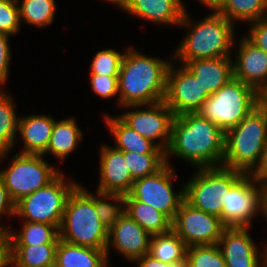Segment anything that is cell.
I'll use <instances>...</instances> for the list:
<instances>
[{"mask_svg":"<svg viewBox=\"0 0 267 267\" xmlns=\"http://www.w3.org/2000/svg\"><path fill=\"white\" fill-rule=\"evenodd\" d=\"M234 25L239 22H254L267 17V0H225L217 11Z\"/></svg>","mask_w":267,"mask_h":267,"instance_id":"30","label":"cell"},{"mask_svg":"<svg viewBox=\"0 0 267 267\" xmlns=\"http://www.w3.org/2000/svg\"><path fill=\"white\" fill-rule=\"evenodd\" d=\"M189 16L190 13L185 10L179 27L184 29L186 27L189 30L171 54V61L176 60L185 65L193 59L232 57L231 51L237 44L234 40L235 25L232 22L218 12H211L195 24Z\"/></svg>","mask_w":267,"mask_h":267,"instance_id":"3","label":"cell"},{"mask_svg":"<svg viewBox=\"0 0 267 267\" xmlns=\"http://www.w3.org/2000/svg\"><path fill=\"white\" fill-rule=\"evenodd\" d=\"M57 245H10V267H55Z\"/></svg>","mask_w":267,"mask_h":267,"instance_id":"26","label":"cell"},{"mask_svg":"<svg viewBox=\"0 0 267 267\" xmlns=\"http://www.w3.org/2000/svg\"><path fill=\"white\" fill-rule=\"evenodd\" d=\"M123 156L134 180L152 175L166 164L165 154L123 152Z\"/></svg>","mask_w":267,"mask_h":267,"instance_id":"33","label":"cell"},{"mask_svg":"<svg viewBox=\"0 0 267 267\" xmlns=\"http://www.w3.org/2000/svg\"><path fill=\"white\" fill-rule=\"evenodd\" d=\"M245 37L256 47L267 52V17L250 23Z\"/></svg>","mask_w":267,"mask_h":267,"instance_id":"38","label":"cell"},{"mask_svg":"<svg viewBox=\"0 0 267 267\" xmlns=\"http://www.w3.org/2000/svg\"><path fill=\"white\" fill-rule=\"evenodd\" d=\"M20 23L26 22L34 27L45 28L53 24L56 0H17Z\"/></svg>","mask_w":267,"mask_h":267,"instance_id":"31","label":"cell"},{"mask_svg":"<svg viewBox=\"0 0 267 267\" xmlns=\"http://www.w3.org/2000/svg\"><path fill=\"white\" fill-rule=\"evenodd\" d=\"M10 245L58 244L59 228L56 225L23 221L20 231L10 229Z\"/></svg>","mask_w":267,"mask_h":267,"instance_id":"28","label":"cell"},{"mask_svg":"<svg viewBox=\"0 0 267 267\" xmlns=\"http://www.w3.org/2000/svg\"><path fill=\"white\" fill-rule=\"evenodd\" d=\"M257 107V91L233 77L211 94L197 113L226 132Z\"/></svg>","mask_w":267,"mask_h":267,"instance_id":"6","label":"cell"},{"mask_svg":"<svg viewBox=\"0 0 267 267\" xmlns=\"http://www.w3.org/2000/svg\"><path fill=\"white\" fill-rule=\"evenodd\" d=\"M132 263H136L138 267H190L189 262L186 258L184 260L170 264L159 261L148 253L143 255L142 257L135 259Z\"/></svg>","mask_w":267,"mask_h":267,"instance_id":"41","label":"cell"},{"mask_svg":"<svg viewBox=\"0 0 267 267\" xmlns=\"http://www.w3.org/2000/svg\"><path fill=\"white\" fill-rule=\"evenodd\" d=\"M124 54L108 48L99 50L90 64V74L118 76Z\"/></svg>","mask_w":267,"mask_h":267,"instance_id":"35","label":"cell"},{"mask_svg":"<svg viewBox=\"0 0 267 267\" xmlns=\"http://www.w3.org/2000/svg\"><path fill=\"white\" fill-rule=\"evenodd\" d=\"M186 259L190 267H226L218 244L187 247Z\"/></svg>","mask_w":267,"mask_h":267,"instance_id":"34","label":"cell"},{"mask_svg":"<svg viewBox=\"0 0 267 267\" xmlns=\"http://www.w3.org/2000/svg\"><path fill=\"white\" fill-rule=\"evenodd\" d=\"M183 0H131L127 14L157 25H180L186 10Z\"/></svg>","mask_w":267,"mask_h":267,"instance_id":"19","label":"cell"},{"mask_svg":"<svg viewBox=\"0 0 267 267\" xmlns=\"http://www.w3.org/2000/svg\"><path fill=\"white\" fill-rule=\"evenodd\" d=\"M225 151V132L199 113L175 116L165 160L179 157L198 168L222 166Z\"/></svg>","mask_w":267,"mask_h":267,"instance_id":"1","label":"cell"},{"mask_svg":"<svg viewBox=\"0 0 267 267\" xmlns=\"http://www.w3.org/2000/svg\"><path fill=\"white\" fill-rule=\"evenodd\" d=\"M108 230L98 217L94 195L78 184L67 198L59 238L74 245L106 249Z\"/></svg>","mask_w":267,"mask_h":267,"instance_id":"4","label":"cell"},{"mask_svg":"<svg viewBox=\"0 0 267 267\" xmlns=\"http://www.w3.org/2000/svg\"><path fill=\"white\" fill-rule=\"evenodd\" d=\"M9 35L0 32V83L2 86L6 84L9 78L10 62H11V45Z\"/></svg>","mask_w":267,"mask_h":267,"instance_id":"39","label":"cell"},{"mask_svg":"<svg viewBox=\"0 0 267 267\" xmlns=\"http://www.w3.org/2000/svg\"><path fill=\"white\" fill-rule=\"evenodd\" d=\"M3 215L14 217L15 203L10 198L7 188L5 187L3 180L0 178V220ZM8 226H4V224L0 225V230L9 232L10 224Z\"/></svg>","mask_w":267,"mask_h":267,"instance_id":"40","label":"cell"},{"mask_svg":"<svg viewBox=\"0 0 267 267\" xmlns=\"http://www.w3.org/2000/svg\"><path fill=\"white\" fill-rule=\"evenodd\" d=\"M106 249L74 245L59 239L55 267H109Z\"/></svg>","mask_w":267,"mask_h":267,"instance_id":"24","label":"cell"},{"mask_svg":"<svg viewBox=\"0 0 267 267\" xmlns=\"http://www.w3.org/2000/svg\"><path fill=\"white\" fill-rule=\"evenodd\" d=\"M200 4H203L208 10L217 12L225 3V0H197Z\"/></svg>","mask_w":267,"mask_h":267,"instance_id":"45","label":"cell"},{"mask_svg":"<svg viewBox=\"0 0 267 267\" xmlns=\"http://www.w3.org/2000/svg\"><path fill=\"white\" fill-rule=\"evenodd\" d=\"M238 46L234 55L236 59H233V77L258 92L267 83V52L256 47L244 35Z\"/></svg>","mask_w":267,"mask_h":267,"instance_id":"18","label":"cell"},{"mask_svg":"<svg viewBox=\"0 0 267 267\" xmlns=\"http://www.w3.org/2000/svg\"><path fill=\"white\" fill-rule=\"evenodd\" d=\"M125 213L151 236L165 234L172 229V221L154 207L137 201L130 194L124 196Z\"/></svg>","mask_w":267,"mask_h":267,"instance_id":"25","label":"cell"},{"mask_svg":"<svg viewBox=\"0 0 267 267\" xmlns=\"http://www.w3.org/2000/svg\"><path fill=\"white\" fill-rule=\"evenodd\" d=\"M104 1H107V3L109 2L117 5V7L122 11H124L131 2V0H104Z\"/></svg>","mask_w":267,"mask_h":267,"instance_id":"47","label":"cell"},{"mask_svg":"<svg viewBox=\"0 0 267 267\" xmlns=\"http://www.w3.org/2000/svg\"><path fill=\"white\" fill-rule=\"evenodd\" d=\"M176 174L171 164H165L152 175L135 179L129 194L142 203L148 204L165 214L171 221L175 219L181 203L184 201V186L174 192Z\"/></svg>","mask_w":267,"mask_h":267,"instance_id":"10","label":"cell"},{"mask_svg":"<svg viewBox=\"0 0 267 267\" xmlns=\"http://www.w3.org/2000/svg\"><path fill=\"white\" fill-rule=\"evenodd\" d=\"M118 75L119 105H149L164 100L167 73L172 63L129 47Z\"/></svg>","mask_w":267,"mask_h":267,"instance_id":"2","label":"cell"},{"mask_svg":"<svg viewBox=\"0 0 267 267\" xmlns=\"http://www.w3.org/2000/svg\"><path fill=\"white\" fill-rule=\"evenodd\" d=\"M99 155V186L95 191L127 195L132 189L134 179L125 162L123 151L113 146L102 145Z\"/></svg>","mask_w":267,"mask_h":267,"instance_id":"17","label":"cell"},{"mask_svg":"<svg viewBox=\"0 0 267 267\" xmlns=\"http://www.w3.org/2000/svg\"><path fill=\"white\" fill-rule=\"evenodd\" d=\"M10 235L9 232L0 230V267L10 266Z\"/></svg>","mask_w":267,"mask_h":267,"instance_id":"42","label":"cell"},{"mask_svg":"<svg viewBox=\"0 0 267 267\" xmlns=\"http://www.w3.org/2000/svg\"><path fill=\"white\" fill-rule=\"evenodd\" d=\"M258 107L267 115V83L257 92Z\"/></svg>","mask_w":267,"mask_h":267,"instance_id":"44","label":"cell"},{"mask_svg":"<svg viewBox=\"0 0 267 267\" xmlns=\"http://www.w3.org/2000/svg\"><path fill=\"white\" fill-rule=\"evenodd\" d=\"M67 179L61 171L46 186L20 199L15 203L14 216L26 222L51 224L60 228L67 198L79 184Z\"/></svg>","mask_w":267,"mask_h":267,"instance_id":"8","label":"cell"},{"mask_svg":"<svg viewBox=\"0 0 267 267\" xmlns=\"http://www.w3.org/2000/svg\"><path fill=\"white\" fill-rule=\"evenodd\" d=\"M262 185L251 174H244L227 193L221 221L225 227L251 228L261 214Z\"/></svg>","mask_w":267,"mask_h":267,"instance_id":"12","label":"cell"},{"mask_svg":"<svg viewBox=\"0 0 267 267\" xmlns=\"http://www.w3.org/2000/svg\"><path fill=\"white\" fill-rule=\"evenodd\" d=\"M251 175L262 186L267 185V145L263 151L259 165L255 168Z\"/></svg>","mask_w":267,"mask_h":267,"instance_id":"43","label":"cell"},{"mask_svg":"<svg viewBox=\"0 0 267 267\" xmlns=\"http://www.w3.org/2000/svg\"><path fill=\"white\" fill-rule=\"evenodd\" d=\"M94 205L101 222L110 229L125 212L124 195L94 193Z\"/></svg>","mask_w":267,"mask_h":267,"instance_id":"32","label":"cell"},{"mask_svg":"<svg viewBox=\"0 0 267 267\" xmlns=\"http://www.w3.org/2000/svg\"><path fill=\"white\" fill-rule=\"evenodd\" d=\"M123 108H128L129 111L118 117L128 127L151 140L162 150H167L175 115L164 101L149 105H129Z\"/></svg>","mask_w":267,"mask_h":267,"instance_id":"11","label":"cell"},{"mask_svg":"<svg viewBox=\"0 0 267 267\" xmlns=\"http://www.w3.org/2000/svg\"><path fill=\"white\" fill-rule=\"evenodd\" d=\"M187 246L171 229L165 234L153 235L148 254L165 263H175L186 258Z\"/></svg>","mask_w":267,"mask_h":267,"instance_id":"29","label":"cell"},{"mask_svg":"<svg viewBox=\"0 0 267 267\" xmlns=\"http://www.w3.org/2000/svg\"><path fill=\"white\" fill-rule=\"evenodd\" d=\"M21 29L17 0H0V32L13 36Z\"/></svg>","mask_w":267,"mask_h":267,"instance_id":"36","label":"cell"},{"mask_svg":"<svg viewBox=\"0 0 267 267\" xmlns=\"http://www.w3.org/2000/svg\"><path fill=\"white\" fill-rule=\"evenodd\" d=\"M251 228L226 227L217 243L226 267H267V247L259 251L249 234Z\"/></svg>","mask_w":267,"mask_h":267,"instance_id":"15","label":"cell"},{"mask_svg":"<svg viewBox=\"0 0 267 267\" xmlns=\"http://www.w3.org/2000/svg\"><path fill=\"white\" fill-rule=\"evenodd\" d=\"M12 157L10 165L0 170V178L14 203L46 186L62 171L45 161L43 155L16 153Z\"/></svg>","mask_w":267,"mask_h":267,"instance_id":"9","label":"cell"},{"mask_svg":"<svg viewBox=\"0 0 267 267\" xmlns=\"http://www.w3.org/2000/svg\"><path fill=\"white\" fill-rule=\"evenodd\" d=\"M244 174L224 166L198 168L184 185V200L192 207L220 218L227 193Z\"/></svg>","mask_w":267,"mask_h":267,"instance_id":"7","label":"cell"},{"mask_svg":"<svg viewBox=\"0 0 267 267\" xmlns=\"http://www.w3.org/2000/svg\"><path fill=\"white\" fill-rule=\"evenodd\" d=\"M261 216L267 221V185L262 186Z\"/></svg>","mask_w":267,"mask_h":267,"instance_id":"46","label":"cell"},{"mask_svg":"<svg viewBox=\"0 0 267 267\" xmlns=\"http://www.w3.org/2000/svg\"><path fill=\"white\" fill-rule=\"evenodd\" d=\"M210 96L233 78V58L193 59L184 65Z\"/></svg>","mask_w":267,"mask_h":267,"instance_id":"21","label":"cell"},{"mask_svg":"<svg viewBox=\"0 0 267 267\" xmlns=\"http://www.w3.org/2000/svg\"><path fill=\"white\" fill-rule=\"evenodd\" d=\"M178 67L180 68H174L173 64H170L163 101L175 116L198 112L209 96L198 79L184 65Z\"/></svg>","mask_w":267,"mask_h":267,"instance_id":"14","label":"cell"},{"mask_svg":"<svg viewBox=\"0 0 267 267\" xmlns=\"http://www.w3.org/2000/svg\"><path fill=\"white\" fill-rule=\"evenodd\" d=\"M267 145V115L257 107L238 125L225 132L222 166L251 174Z\"/></svg>","mask_w":267,"mask_h":267,"instance_id":"5","label":"cell"},{"mask_svg":"<svg viewBox=\"0 0 267 267\" xmlns=\"http://www.w3.org/2000/svg\"><path fill=\"white\" fill-rule=\"evenodd\" d=\"M77 124L73 116L55 120L52 135L43 156L51 154L57 161L66 160L83 139V132Z\"/></svg>","mask_w":267,"mask_h":267,"instance_id":"23","label":"cell"},{"mask_svg":"<svg viewBox=\"0 0 267 267\" xmlns=\"http://www.w3.org/2000/svg\"><path fill=\"white\" fill-rule=\"evenodd\" d=\"M90 85L92 91L102 99H108L117 96L118 94V76H105L98 74H90Z\"/></svg>","mask_w":267,"mask_h":267,"instance_id":"37","label":"cell"},{"mask_svg":"<svg viewBox=\"0 0 267 267\" xmlns=\"http://www.w3.org/2000/svg\"><path fill=\"white\" fill-rule=\"evenodd\" d=\"M104 123L114 137V148L138 154H165L164 150L128 127L118 116L105 114Z\"/></svg>","mask_w":267,"mask_h":267,"instance_id":"22","label":"cell"},{"mask_svg":"<svg viewBox=\"0 0 267 267\" xmlns=\"http://www.w3.org/2000/svg\"><path fill=\"white\" fill-rule=\"evenodd\" d=\"M3 86H2V84L0 83V94H2L3 92H4V90L3 89H1Z\"/></svg>","mask_w":267,"mask_h":267,"instance_id":"48","label":"cell"},{"mask_svg":"<svg viewBox=\"0 0 267 267\" xmlns=\"http://www.w3.org/2000/svg\"><path fill=\"white\" fill-rule=\"evenodd\" d=\"M151 235L144 230L127 213L114 223L108 230V243L106 247V256L109 261L110 249L118 251L131 263L149 252Z\"/></svg>","mask_w":267,"mask_h":267,"instance_id":"16","label":"cell"},{"mask_svg":"<svg viewBox=\"0 0 267 267\" xmlns=\"http://www.w3.org/2000/svg\"><path fill=\"white\" fill-rule=\"evenodd\" d=\"M14 97L3 92L0 94V162L6 159L16 146L19 117L15 111Z\"/></svg>","mask_w":267,"mask_h":267,"instance_id":"27","label":"cell"},{"mask_svg":"<svg viewBox=\"0 0 267 267\" xmlns=\"http://www.w3.org/2000/svg\"><path fill=\"white\" fill-rule=\"evenodd\" d=\"M225 228L219 217L196 209L185 200L172 221V230L187 247L217 244Z\"/></svg>","mask_w":267,"mask_h":267,"instance_id":"13","label":"cell"},{"mask_svg":"<svg viewBox=\"0 0 267 267\" xmlns=\"http://www.w3.org/2000/svg\"><path fill=\"white\" fill-rule=\"evenodd\" d=\"M55 118L48 115H27L19 117L18 131L23 141L21 154L43 155L52 135Z\"/></svg>","mask_w":267,"mask_h":267,"instance_id":"20","label":"cell"}]
</instances>
